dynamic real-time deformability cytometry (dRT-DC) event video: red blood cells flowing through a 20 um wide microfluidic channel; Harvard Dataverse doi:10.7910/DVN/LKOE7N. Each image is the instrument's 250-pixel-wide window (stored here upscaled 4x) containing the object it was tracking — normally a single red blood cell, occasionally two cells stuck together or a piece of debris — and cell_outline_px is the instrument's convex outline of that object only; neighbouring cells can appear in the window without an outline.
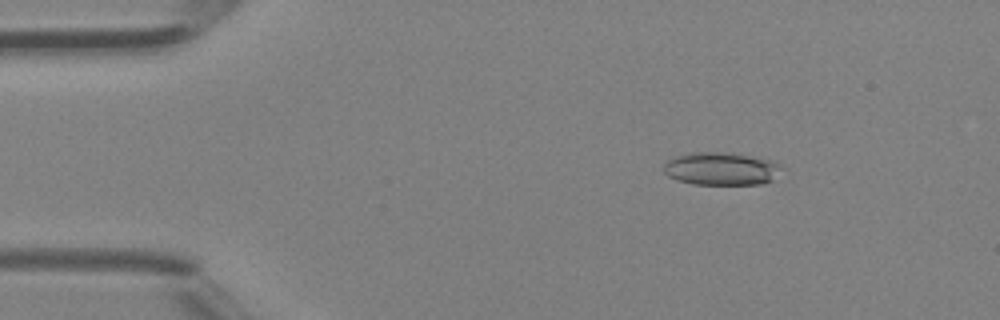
{"species": "Egyptian fruit bat (a non-hibernating species)", "species_latin": "Rousettus aegyptiacus", "temperature_condition": "room temperature", "stored_images_in_passage": 45, "camera_frame_rate_fps": 3000, "um_per_image_px": 0.085, "animal": {"sex": "female"}, "frame": {"image": 1, "passage_image": 6, "time_ms": 1.667, "image_size_px": [1000, 320], "cell_outline_px": [[784, 168], [772, 180], [760, 184], [692, 184], [676, 180], [668, 176], [664, 172], [664, 164], [668, 160], [676, 156], [688, 152], [728, 152], [768, 160], [780, 164]], "centroid_in_image_um": [61.27, 14.34], "position_along_channel_um": 23.7, "area_um2": 22.6}}
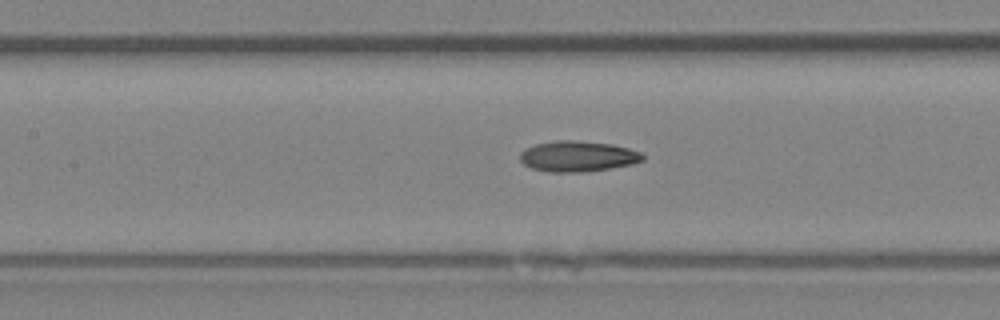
{"frame": {"image": 2, "passage_image": 20, "time_ms": 6.333, "image_size_px": [1000, 320], "cell_outline_px": [[644, 160], [632, 164], [584, 172], [548, 172], [532, 168], [524, 164], [520, 160], [520, 152], [524, 148], [536, 144], [556, 140], [572, 140], [612, 144], [628, 148], [640, 152], [644, 156]], "centroid_in_image_um": [49.08, 13.28], "position_along_channel_um": 158.3, "area_um2": 21.91}}
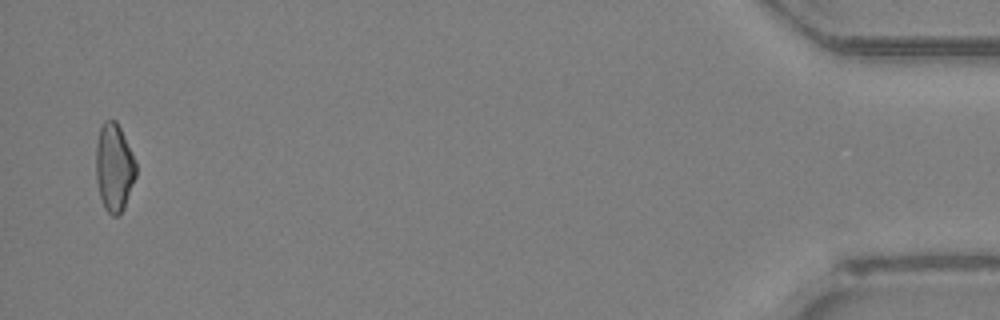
{"frame": {"image": 3, "passage_image": 44, "time_ms": 14.333, "image_size_px": [1000, 320], "cell_outline_px": [[136, 176], [124, 208], [116, 216], [112, 216], [104, 208], [100, 196], [96, 180], [96, 144], [100, 128], [104, 120], [116, 120], [132, 152], [136, 164]], "centroid_in_image_um": [9.69, 14.23], "position_along_channel_um": 425.5, "area_um2": 20.46}, "authors_computed_cell_mechanics": {"area_um2": 21.4438, "velocity_mm_per_s": 4.4807, "shape_relaxation_time_tau1_ms": null, "shape_relaxation_time_tau2_ms": 4.2832, "deformation_change_tau1": null, "deformation_change_tau2": 0.1297}}